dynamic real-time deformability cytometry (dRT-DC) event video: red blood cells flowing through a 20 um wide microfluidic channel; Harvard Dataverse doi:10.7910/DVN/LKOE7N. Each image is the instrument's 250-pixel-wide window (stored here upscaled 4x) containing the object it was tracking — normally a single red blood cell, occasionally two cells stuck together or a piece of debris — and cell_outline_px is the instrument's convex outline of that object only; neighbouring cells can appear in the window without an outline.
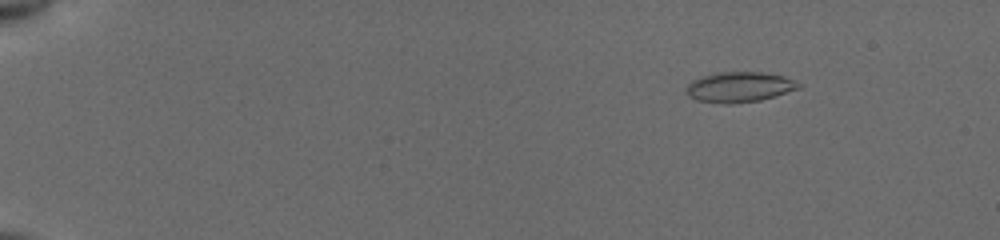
{"species": "common noctule bat (a hibernating species)", "species_latin": "Nyctalus noctula", "temperature_condition": "cold", "stored_images_in_passage": 56, "camera_frame_rate_fps": 3000, "um_per_image_px": 0.085, "animal": {"sex": "female", "body_mass_g": 19.5, "forearm_length_mm": 54.1}, "frame": {"image": 1, "passage_image": 9, "time_ms": 2.667, "image_size_px": [1000, 240], "cell_outline_px": [[804, 84], [800, 88], [760, 100], [728, 104], [696, 100], [688, 96], [684, 92], [684, 88], [692, 80], [700, 76], [720, 72], [760, 72], [784, 76]], "centroid_in_image_um": [62.81, 7.39], "position_along_channel_um": 22.2, "area_um2": 19.94}}
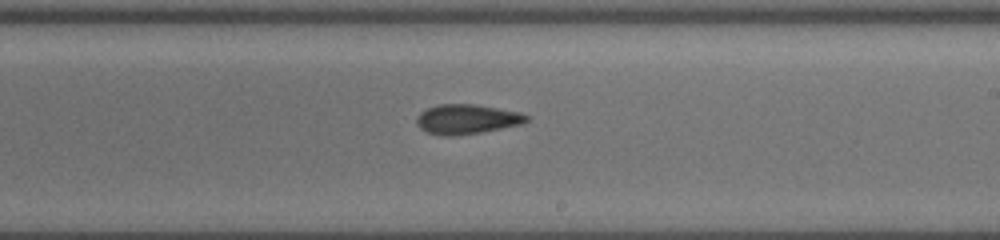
{"frame": {"image": 2, "passage_image": 36, "time_ms": 11.667, "image_size_px": [1000, 240], "cell_outline_px": [[532, 116], [524, 124], [480, 132], [452, 136], [444, 136], [428, 132], [420, 128], [416, 124], [416, 116], [420, 112], [428, 108], [440, 104], [476, 104], [520, 112]], "centroid_in_image_um": [39.71, 10.12], "position_along_channel_um": 249.3, "area_um2": 19.13}}
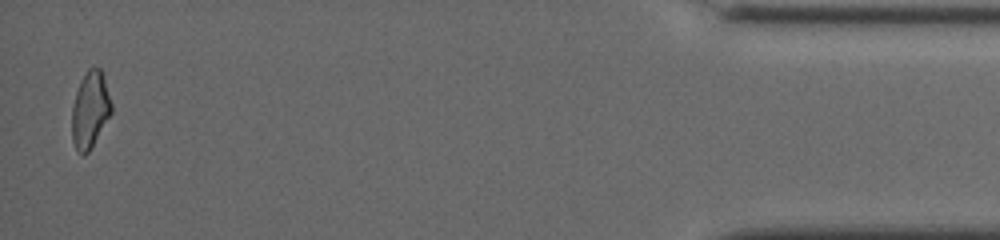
{"frame": {"image": 3, "passage_image": 55, "time_ms": 18.0, "image_size_px": [1000, 240], "cell_outline_px": [[112, 112], [88, 152], [84, 156], [80, 156], [76, 152], [72, 140], [72, 104], [80, 80], [88, 68], [100, 68], [112, 104]], "centroid_in_image_um": [7.63, 9.37], "position_along_channel_um": 427.6, "area_um2": 17.57}, "authors_computed_cell_mechanics": {"area_um2": 18.8139, "velocity_mm_per_s": 3.9412, "shape_relaxation_time_tau1_ms": 4.9934, "shape_relaxation_time_tau2_ms": 2.5259, "deformation_change_tau1": 0.1512, "deformation_change_tau2": 0.1006}}